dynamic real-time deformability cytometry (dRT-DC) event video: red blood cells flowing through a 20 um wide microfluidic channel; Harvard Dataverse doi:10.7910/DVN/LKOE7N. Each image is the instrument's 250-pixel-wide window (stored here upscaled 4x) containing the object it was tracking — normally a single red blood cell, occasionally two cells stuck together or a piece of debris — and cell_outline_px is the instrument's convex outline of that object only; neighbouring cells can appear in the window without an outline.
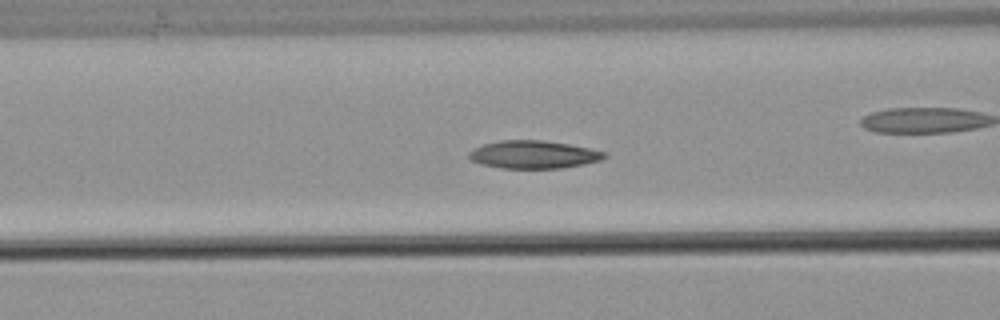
{"species": "common noctule bat (a hibernating species)", "species_latin": "Nyctalus noctula", "temperature_condition": "warm", "stored_images_in_passage": 33, "camera_frame_rate_fps": 3000, "um_per_image_px": 0.085, "animal": {"sex": "male", "body_mass_g": 21.5, "forearm_length_mm": 52.0}, "frame": {"image": 1, "passage_image": 6, "time_ms": 1.667, "image_size_px": [1000, 320], "cell_outline_px": [[608, 156], [600, 160], [584, 164], [560, 168], [500, 168], [480, 164], [472, 160], [468, 156], [468, 152], [484, 144], [500, 140], [544, 140], [568, 144], [588, 148], [604, 152]], "centroid_in_image_um": [45.33, 13.14], "position_along_channel_um": 121.3, "area_um2": 21.85}, "authors_computed_cell_mechanics": {"area_um2": 21.5016, "velocity_mm_per_s": 3.7922, "shape_relaxation_time_tau1_ms": 7.9623, "shape_relaxation_time_tau2_ms": 5.673, "deformation_change_tau1": 0.1648, "deformation_change_tau2": 0.119}}